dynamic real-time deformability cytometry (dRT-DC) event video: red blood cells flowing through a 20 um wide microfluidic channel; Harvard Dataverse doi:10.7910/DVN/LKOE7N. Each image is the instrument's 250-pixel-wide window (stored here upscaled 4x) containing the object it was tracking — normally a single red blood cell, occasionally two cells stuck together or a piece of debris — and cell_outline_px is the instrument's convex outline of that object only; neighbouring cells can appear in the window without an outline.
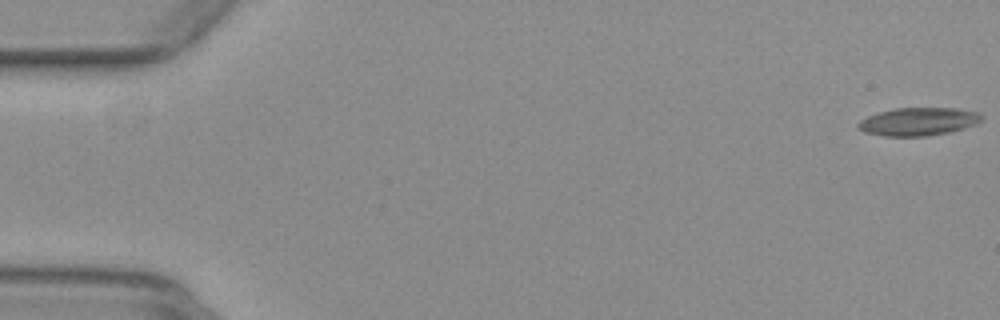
{"species": "common noctule bat (a hibernating species)", "species_latin": "Nyctalus noctula", "temperature_condition": "warm", "stored_images_in_passage": 42, "camera_frame_rate_fps": 3000, "um_per_image_px": 0.085, "animal": {"sex": "female", "body_mass_g": 29.2, "forearm_length_mm": 56.3}, "frame": {"image": 1, "passage_image": 1, "time_ms": 0.0, "image_size_px": [1000, 320], "cell_outline_px": [[984, 120], [976, 124], [964, 128], [948, 132], [928, 136], [884, 136], [864, 132], [856, 124], [860, 120], [868, 116], [880, 112], [896, 108], [956, 108], [976, 112], [984, 116]], "centroid_in_image_um": [78.09, 10.33], "position_along_channel_um": 6.9, "area_um2": 20.11}}
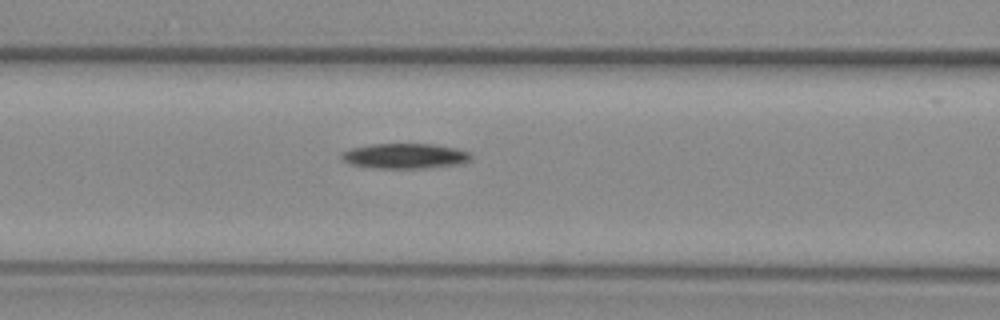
{"frame": {"image": 2, "passage_image": 23, "time_ms": 7.333, "image_size_px": [1000, 320], "cell_outline_px": [[472, 156], [468, 160], [460, 164], [424, 168], [368, 168], [352, 164], [344, 160], [340, 156], [344, 152], [352, 148], [368, 144], [432, 144], [456, 148], [468, 152]], "centroid_in_image_um": [34.41, 13.26], "position_along_channel_um": 132.2, "area_um2": 18.84}}
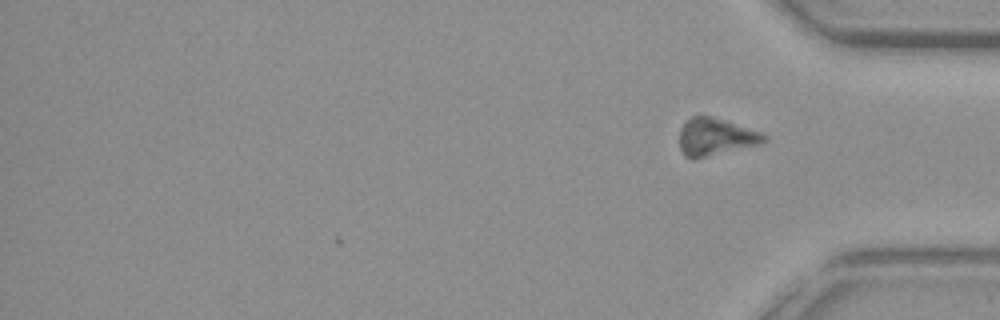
{"frame": {"image": 3, "passage_image": 42, "time_ms": 13.667, "image_size_px": [1000, 320], "cell_outline_px": [[768, 140], [764, 144], [696, 160], [692, 160], [684, 156], [680, 148], [680, 128], [692, 116], [712, 116], [764, 132], [768, 136]], "centroid_in_image_um": [60.9, 11.67], "position_along_channel_um": 374.3, "area_um2": 19.13}, "authors_computed_cell_mechanics": {"area_um2": 19.5942, "velocity_mm_per_s": 3.8887, "shape_relaxation_time_tau1_ms": 1.1576, "shape_relaxation_time_tau2_ms": null, "deformation_change_tau1": 0.0541, "deformation_change_tau2": null}}